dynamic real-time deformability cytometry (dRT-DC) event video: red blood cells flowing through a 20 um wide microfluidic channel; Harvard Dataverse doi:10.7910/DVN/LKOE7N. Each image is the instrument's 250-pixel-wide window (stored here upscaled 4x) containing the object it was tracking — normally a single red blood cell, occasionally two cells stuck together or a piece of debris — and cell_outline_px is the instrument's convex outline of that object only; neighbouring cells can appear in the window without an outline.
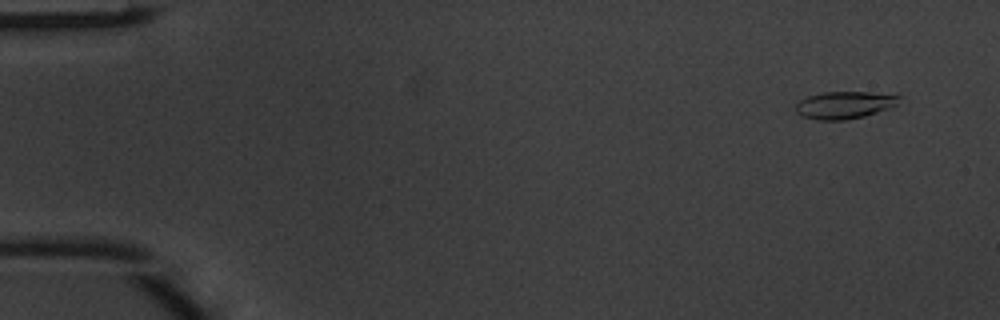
{"species": "common noctule bat (a hibernating species)", "species_latin": "Nyctalus noctula", "temperature_condition": "warm", "stored_images_in_passage": 46, "camera_frame_rate_fps": 3000, "um_per_image_px": 0.085, "animal": {"sex": "male", "body_mass_g": 20.1, "forearm_length_mm": 53.5}, "frame": {"image": 1, "passage_image": 1, "time_ms": 0.0, "image_size_px": [1000, 320], "cell_outline_px": [[900, 96], [896, 104], [888, 108], [864, 116], [844, 120], [820, 120], [804, 116], [796, 112], [796, 104], [800, 100], [808, 96], [824, 92], [896, 92]], "centroid_in_image_um": [71.83, 8.9], "position_along_channel_um": 13.2, "area_um2": 16.47}}
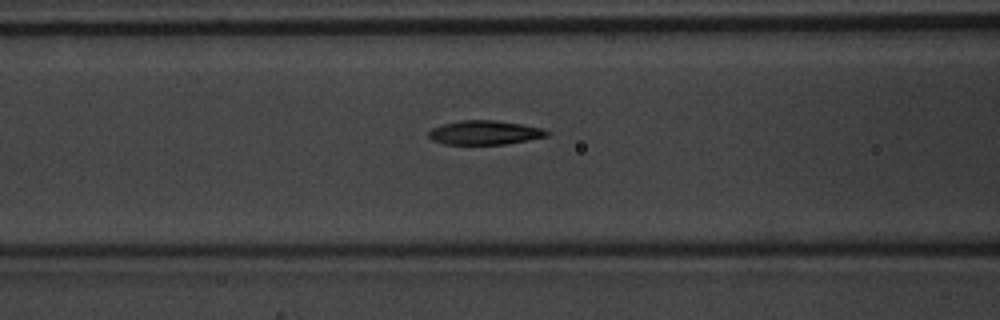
{"frame": {"image": 2, "passage_image": 18, "time_ms": 5.667, "image_size_px": [1000, 320], "cell_outline_px": [[552, 132], [548, 136], [528, 140], [504, 144], [444, 144], [432, 140], [428, 136], [428, 132], [432, 128], [444, 124], [460, 120], [496, 120], [544, 128]], "centroid_in_image_um": [41.23, 11.27], "position_along_channel_um": 125.4, "area_um2": 16.65}}
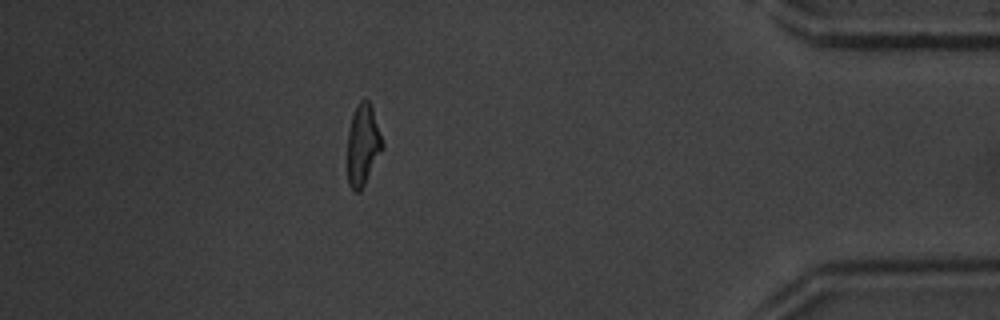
{"frame": {"image": 3, "passage_image": 41, "time_ms": 13.333, "image_size_px": [1000, 320], "cell_outline_px": [[384, 148], [360, 192], [356, 192], [348, 184], [348, 132], [352, 116], [360, 100], [368, 100], [372, 104], [384, 144]], "centroid_in_image_um": [30.87, 12.31], "position_along_channel_um": 404.3, "area_um2": 16.59}, "authors_computed_cell_mechanics": {"area_um2": 16.8487, "velocity_mm_per_s": 4.1799, "shape_relaxation_time_tau1_ms": 2.5759, "shape_relaxation_time_tau2_ms": 1.6657, "deformation_change_tau1": 0.1793, "deformation_change_tau2": 0.1018}}